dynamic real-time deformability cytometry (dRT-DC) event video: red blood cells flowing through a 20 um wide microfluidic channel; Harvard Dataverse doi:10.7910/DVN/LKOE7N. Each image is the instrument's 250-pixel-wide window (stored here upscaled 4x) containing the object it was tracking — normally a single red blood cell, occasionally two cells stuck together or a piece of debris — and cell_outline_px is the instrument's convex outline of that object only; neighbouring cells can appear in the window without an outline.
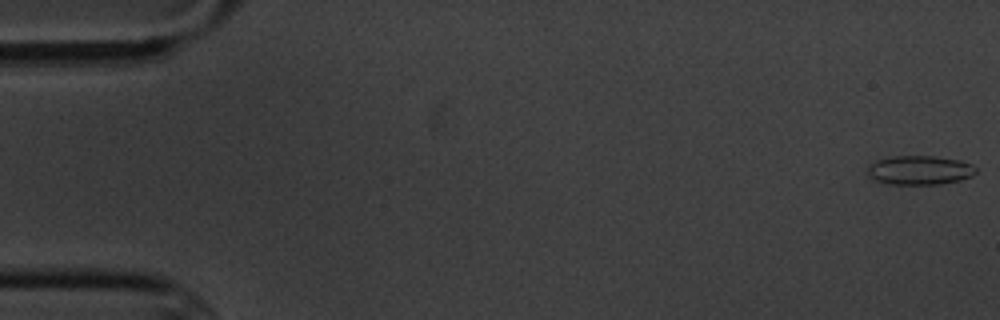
{"species": "common noctule bat (a hibernating species)", "species_latin": "Nyctalus noctula", "temperature_condition": "cold", "stored_images_in_passage": 6, "camera_frame_rate_fps": 3000, "um_per_image_px": 0.085, "animal": {"sex": "male", "body_mass_g": 20.1, "forearm_length_mm": 53.5}, "frame": {"image": 1, "passage_image": 1, "time_ms": 0.0, "image_size_px": [1000, 320], "cell_outline_px": [[976, 172], [972, 176], [960, 180], [936, 184], [888, 184], [876, 180], [868, 176], [868, 164], [876, 160], [888, 156], [936, 156], [960, 160], [972, 164], [976, 168]], "centroid_in_image_um": [78.15, 14.45], "position_along_channel_um": 6.8, "area_um2": 18.5}}
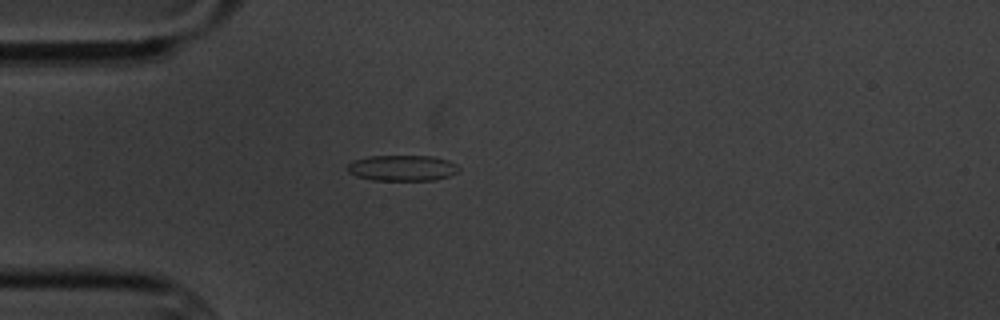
{"frame": {"image": 2, "passage_image": 5, "time_ms": 5.0, "image_size_px": [1000, 320], "cell_outline_px": [[460, 168], [456, 172], [448, 176], [436, 180], [372, 180], [356, 176], [348, 172], [348, 164], [356, 160], [368, 156], [432, 156], [448, 160], [456, 164]], "centroid_in_image_um": [34.2, 14.28], "position_along_channel_um": 50.8, "area_um2": 16.65}}